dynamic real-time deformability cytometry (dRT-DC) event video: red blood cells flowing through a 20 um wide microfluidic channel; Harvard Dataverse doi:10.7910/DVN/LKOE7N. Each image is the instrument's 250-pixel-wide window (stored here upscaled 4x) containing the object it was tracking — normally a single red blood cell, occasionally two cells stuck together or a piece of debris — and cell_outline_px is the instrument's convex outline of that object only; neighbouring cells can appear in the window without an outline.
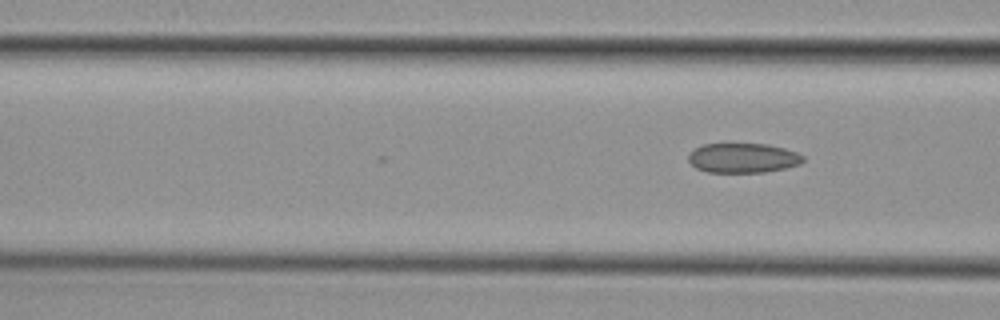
{"species": "common noctule bat (a hibernating species)", "species_latin": "Nyctalus noctula", "temperature_condition": "cold", "stored_images_in_passage": 15, "camera_frame_rate_fps": 3000, "um_per_image_px": 0.085, "animal": {"sex": "female", "body_mass_g": 29.2, "forearm_length_mm": 56.3}, "frame": {"image": 1, "passage_image": 15, "time_ms": 4.667, "image_size_px": [1000, 320], "cell_outline_px": [[804, 160], [800, 164], [784, 168], [764, 172], [708, 172], [696, 168], [688, 160], [688, 152], [704, 144], [768, 144], [784, 148], [796, 152], [804, 156]], "centroid_in_image_um": [63.14, 13.42], "position_along_channel_um": 103.5, "area_um2": 19.77}}